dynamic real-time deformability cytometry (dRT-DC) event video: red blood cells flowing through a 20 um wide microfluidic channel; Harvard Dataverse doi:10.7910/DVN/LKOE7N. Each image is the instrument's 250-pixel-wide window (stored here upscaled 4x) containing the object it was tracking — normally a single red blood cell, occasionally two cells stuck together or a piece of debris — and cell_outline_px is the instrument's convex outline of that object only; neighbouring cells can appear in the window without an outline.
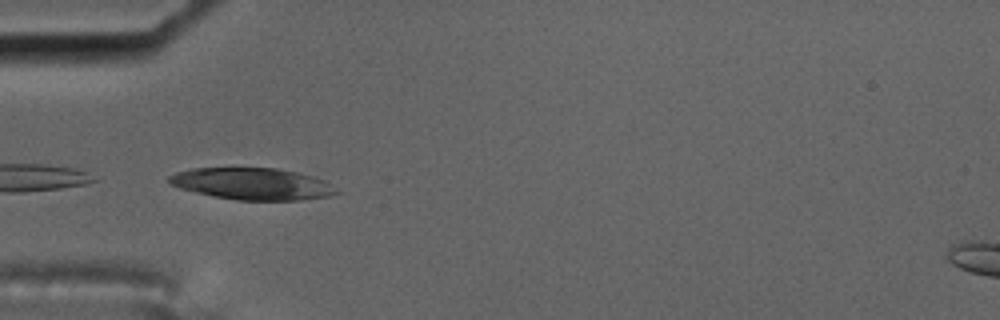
{"species": "common noctule bat (a hibernating species)", "species_latin": "Nyctalus noctula", "temperature_condition": "cold", "stored_images_in_passage": 26, "camera_frame_rate_fps": 3000, "um_per_image_px": 0.085, "animal": {"sex": "male", "body_mass_g": 17.5, "forearm_length_mm": 52.3}, "frame": {"image": 1, "passage_image": 17, "time_ms": 5.333, "image_size_px": [1000, 320], "cell_outline_px": [[340, 192], [332, 196], [300, 200], [236, 200], [212, 196], [180, 188], [168, 184], [168, 176], [176, 172], [192, 168], [276, 168], [296, 172], [312, 176], [324, 180]], "centroid_in_image_um": [21.43, 15.63], "position_along_channel_um": 63.6, "area_um2": 31.04}}